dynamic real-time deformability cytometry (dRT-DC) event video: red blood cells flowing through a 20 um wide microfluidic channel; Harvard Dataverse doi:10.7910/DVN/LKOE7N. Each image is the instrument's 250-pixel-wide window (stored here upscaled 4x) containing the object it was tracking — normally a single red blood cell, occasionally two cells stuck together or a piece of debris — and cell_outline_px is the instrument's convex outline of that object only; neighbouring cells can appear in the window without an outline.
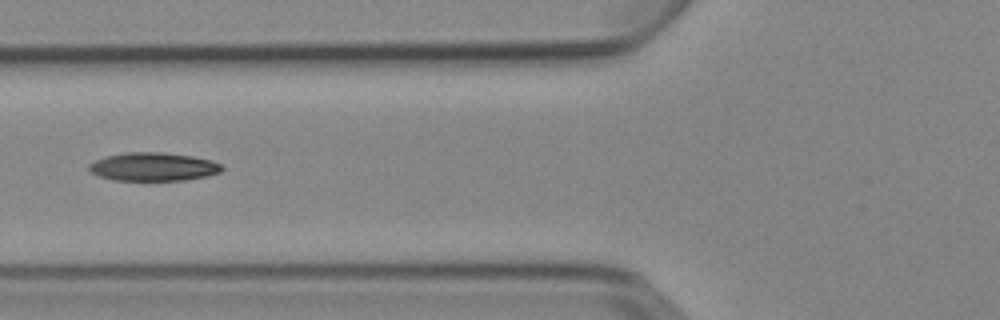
{"species": "Egyptian fruit bat (a non-hibernating species)", "species_latin": "Rousettus aegyptiacus", "temperature_condition": "cold", "stored_images_in_passage": 7, "camera_frame_rate_fps": 3000, "um_per_image_px": 0.085, "animal": {"sex": "female"}, "frame": {"image": 1, "passage_image": 3, "time_ms": 3.333, "image_size_px": [1000, 320], "cell_outline_px": [[224, 168], [220, 172], [208, 176], [184, 180], [112, 180], [100, 176], [92, 172], [88, 168], [88, 164], [104, 156], [124, 152], [160, 152], [192, 156], [212, 160], [220, 164]], "centroid_in_image_um": [13.03, 14.17], "position_along_channel_um": 112.8, "area_um2": 22.02}}
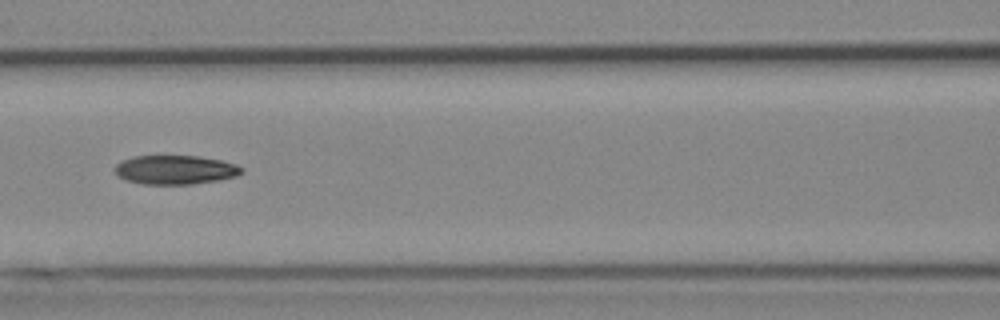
{"frame": {"image": 2, "passage_image": 4, "time_ms": 4.333, "image_size_px": [1000, 320], "cell_outline_px": [[244, 172], [236, 176], [216, 180], [192, 184], [144, 184], [124, 180], [116, 176], [112, 168], [116, 164], [132, 156], [200, 156], [220, 160], [236, 164], [244, 168]], "centroid_in_image_um": [14.86, 14.43], "position_along_channel_um": 151.7, "area_um2": 21.62}}
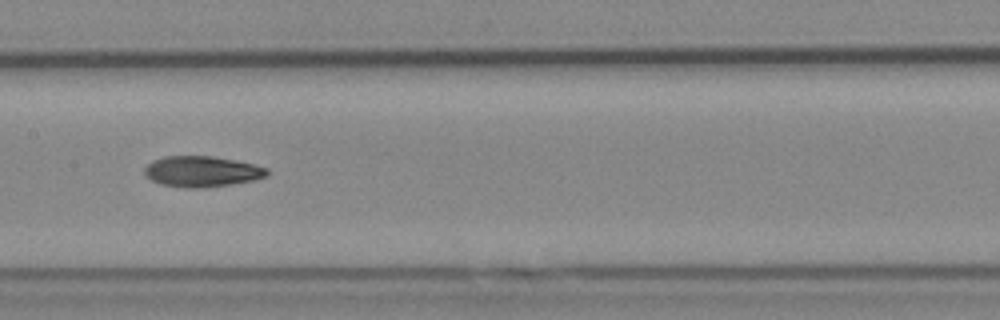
{"frame": {"image": 3, "passage_image": 5, "time_ms": 5.333, "image_size_px": [1000, 320], "cell_outline_px": [[268, 176], [252, 180], [228, 184], [196, 188], [184, 188], [160, 184], [144, 176], [144, 168], [152, 160], [164, 156], [212, 156], [252, 164], [268, 168]], "centroid_in_image_um": [17.1, 14.57], "position_along_channel_um": 190.3, "area_um2": 21.79}}